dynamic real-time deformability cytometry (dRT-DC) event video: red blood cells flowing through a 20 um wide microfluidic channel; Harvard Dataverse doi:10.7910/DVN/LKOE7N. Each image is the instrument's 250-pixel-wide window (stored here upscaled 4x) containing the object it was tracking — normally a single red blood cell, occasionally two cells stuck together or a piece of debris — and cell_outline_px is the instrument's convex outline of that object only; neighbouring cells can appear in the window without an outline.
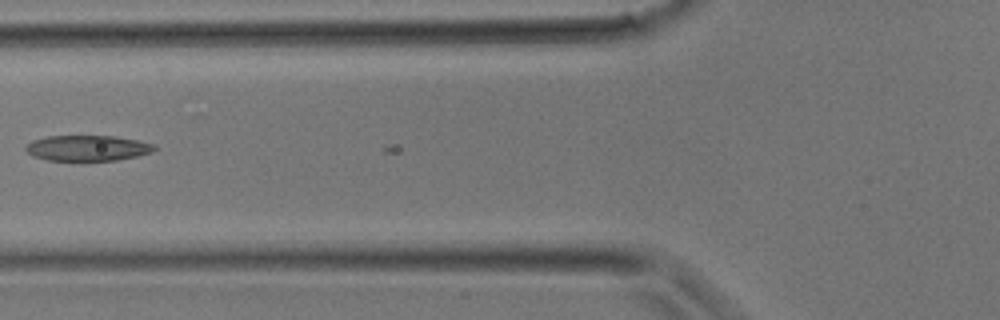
{"species": "common noctule bat (a hibernating species)", "species_latin": "Nyctalus noctula", "temperature_condition": "room temperature", "stored_images_in_passage": 3, "camera_frame_rate_fps": 3000, "um_per_image_px": 0.085, "animal": {"sex": "male", "body_mass_g": 17.9}, "frame": {"image": 1, "passage_image": 3, "time_ms": 0.667, "image_size_px": [1000, 320], "cell_outline_px": [[156, 148], [152, 152], [136, 156], [116, 160], [48, 160], [32, 156], [24, 148], [32, 140], [48, 136], [112, 136], [136, 140], [152, 144]], "centroid_in_image_um": [7.4, 12.58], "position_along_channel_um": 118.4, "area_um2": 18.9}}